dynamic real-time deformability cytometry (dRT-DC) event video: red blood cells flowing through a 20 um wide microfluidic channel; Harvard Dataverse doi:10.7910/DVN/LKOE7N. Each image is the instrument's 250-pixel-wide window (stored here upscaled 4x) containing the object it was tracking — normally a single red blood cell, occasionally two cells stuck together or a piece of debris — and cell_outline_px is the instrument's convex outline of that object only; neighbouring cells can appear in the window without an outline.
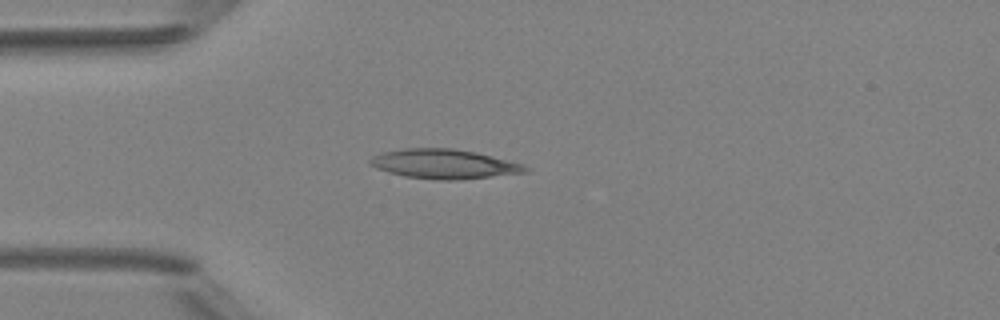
{"species": "Egyptian fruit bat (a non-hibernating species)", "species_latin": "Rousettus aegyptiacus", "temperature_condition": "room temperature", "stored_images_in_passage": 1, "camera_frame_rate_fps": 3000, "um_per_image_px": 0.085, "animal": {"sex": "female"}, "frame": {"image": 1, "passage_image": 1, "time_ms": 0.0, "image_size_px": [1000, 320], "cell_outline_px": [[528, 172], [452, 180], [440, 180], [404, 176], [388, 172], [376, 168], [368, 160], [372, 156], [384, 152], [404, 148], [452, 148], [476, 152], [492, 156], [520, 164], [528, 168]], "centroid_in_image_um": [37.69, 13.93], "position_along_channel_um": 47.3, "area_um2": 26.18}}